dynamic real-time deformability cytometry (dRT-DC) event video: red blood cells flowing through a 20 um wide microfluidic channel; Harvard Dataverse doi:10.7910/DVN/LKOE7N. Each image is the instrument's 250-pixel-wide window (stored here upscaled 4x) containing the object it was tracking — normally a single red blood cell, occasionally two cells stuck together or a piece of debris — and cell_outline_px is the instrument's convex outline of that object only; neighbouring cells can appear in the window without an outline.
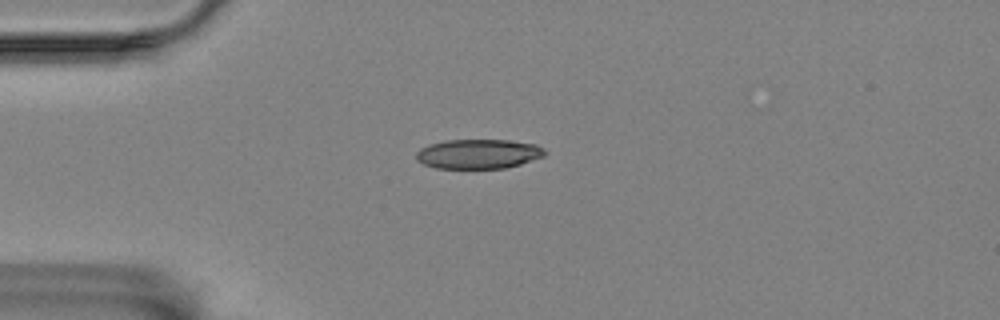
{"species": "Egyptian fruit bat (a non-hibernating species)", "species_latin": "Rousettus aegyptiacus", "temperature_condition": "room temperature", "stored_images_in_passage": 44, "camera_frame_rate_fps": 3000, "um_per_image_px": 0.085, "animal": {"sex": "female"}, "frame": {"image": 1, "passage_image": 1, "time_ms": 0.0, "image_size_px": [1000, 320], "cell_outline_px": [[548, 152], [544, 156], [520, 164], [504, 168], [436, 168], [424, 164], [416, 160], [416, 152], [420, 148], [428, 144], [444, 140], [508, 140], [536, 144], [544, 148]], "centroid_in_image_um": [40.66, 13.07], "position_along_channel_um": 44.3, "area_um2": 22.25}}
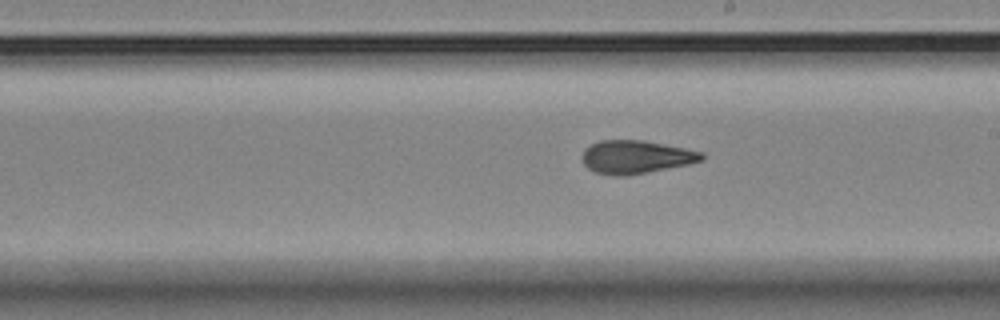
{"frame": {"image": 2, "passage_image": 19, "time_ms": 6.0, "image_size_px": [1000, 320], "cell_outline_px": [[704, 160], [688, 164], [628, 176], [612, 176], [596, 172], [588, 168], [584, 164], [580, 156], [584, 148], [600, 140], [644, 140], [704, 152]], "centroid_in_image_um": [54.03, 13.34], "position_along_channel_um": 235.0, "area_um2": 23.29}}
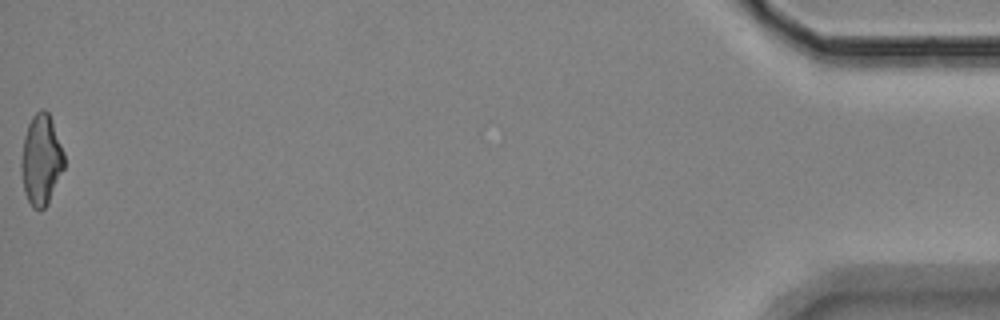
{"frame": {"image": 3, "passage_image": 44, "time_ms": 14.333, "image_size_px": [1000, 320], "cell_outline_px": [[64, 168], [48, 204], [40, 212], [32, 208], [24, 192], [20, 168], [20, 160], [24, 136], [28, 124], [32, 116], [40, 108], [44, 108], [48, 112], [52, 120], [64, 152]], "centroid_in_image_um": [3.49, 13.6], "position_along_channel_um": 431.7, "area_um2": 23.0}, "authors_computed_cell_mechanics": {"area_um2": 23.0333, "velocity_mm_per_s": 3.4847, "shape_relaxation_time_tau1_ms": null, "shape_relaxation_time_tau2_ms": 1.8615, "deformation_change_tau1": null, "deformation_change_tau2": 0.0822}}